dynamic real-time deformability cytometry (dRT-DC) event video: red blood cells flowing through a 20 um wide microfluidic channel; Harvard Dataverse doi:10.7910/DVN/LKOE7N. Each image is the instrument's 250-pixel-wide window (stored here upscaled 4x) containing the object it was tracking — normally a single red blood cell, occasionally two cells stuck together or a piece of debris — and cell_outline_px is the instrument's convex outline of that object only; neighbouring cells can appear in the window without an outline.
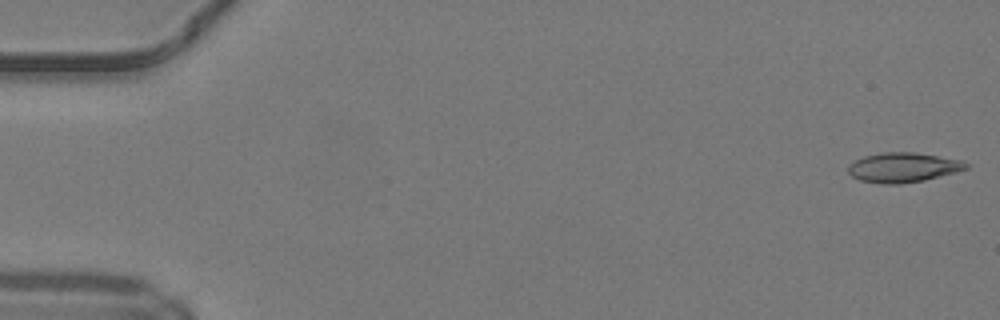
{"species": "common noctule bat (a hibernating species)", "species_latin": "Nyctalus noctula", "temperature_condition": "warm", "stored_images_in_passage": 49, "camera_frame_rate_fps": 3000, "um_per_image_px": 0.085, "animal": {"sex": "male", "body_mass_g": 19.2, "forearm_length_mm": 51.8}, "frame": {"image": 1, "passage_image": 1, "time_ms": 0.0, "image_size_px": [1000, 320], "cell_outline_px": [[968, 168], [956, 172], [924, 180], [900, 184], [884, 184], [860, 180], [852, 176], [848, 172], [848, 164], [864, 156], [880, 152], [916, 152], [960, 160], [968, 164]], "centroid_in_image_um": [76.74, 14.23], "position_along_channel_um": 8.3, "area_um2": 20.35}}
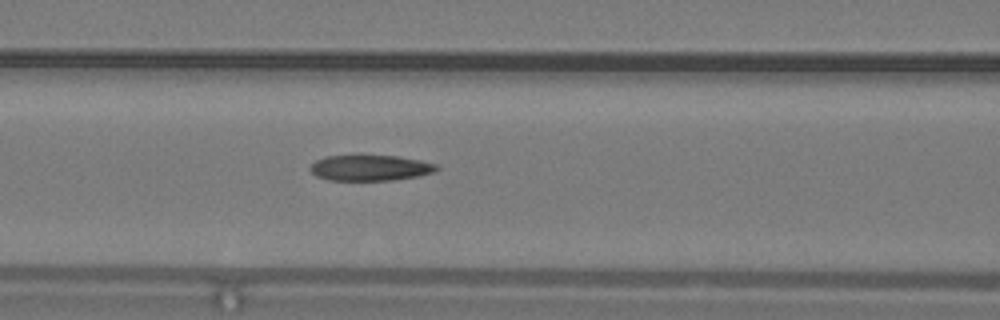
{"frame": {"image": 2, "passage_image": 21, "time_ms": 6.667, "image_size_px": [1000, 320], "cell_outline_px": [[440, 168], [432, 172], [416, 176], [392, 180], [328, 180], [316, 176], [308, 168], [316, 160], [324, 156], [360, 152], [396, 156], [420, 160], [436, 164]], "centroid_in_image_um": [31.39, 14.21], "position_along_channel_um": 135.2, "area_um2": 19.77}}
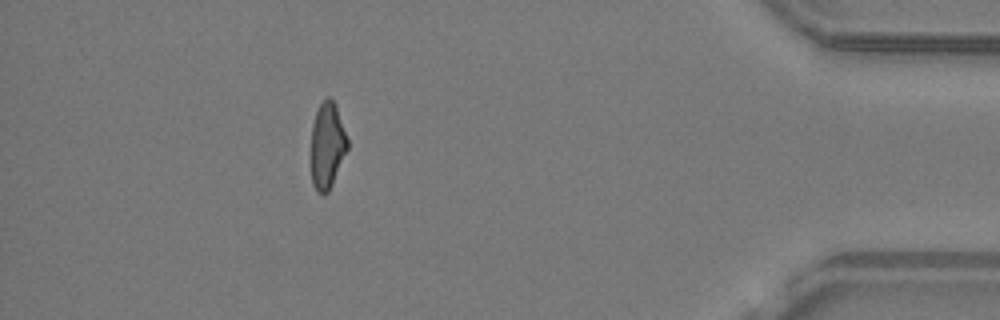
{"frame": {"image": 3, "passage_image": 44, "time_ms": 14.333, "image_size_px": [1000, 320], "cell_outline_px": [[348, 148], [332, 184], [328, 192], [324, 196], [316, 192], [312, 184], [312, 124], [316, 112], [320, 104], [328, 96], [336, 104], [348, 140]], "centroid_in_image_um": [27.82, 12.39], "position_along_channel_um": 407.4, "area_um2": 18.21}, "authors_computed_cell_mechanics": {"area_um2": 19.8254, "velocity_mm_per_s": 4.2344, "shape_relaxation_time_tau1_ms": 8.8442, "shape_relaxation_time_tau2_ms": 2.6992, "deformation_change_tau1": 0.2353, "deformation_change_tau2": 0.1212}}